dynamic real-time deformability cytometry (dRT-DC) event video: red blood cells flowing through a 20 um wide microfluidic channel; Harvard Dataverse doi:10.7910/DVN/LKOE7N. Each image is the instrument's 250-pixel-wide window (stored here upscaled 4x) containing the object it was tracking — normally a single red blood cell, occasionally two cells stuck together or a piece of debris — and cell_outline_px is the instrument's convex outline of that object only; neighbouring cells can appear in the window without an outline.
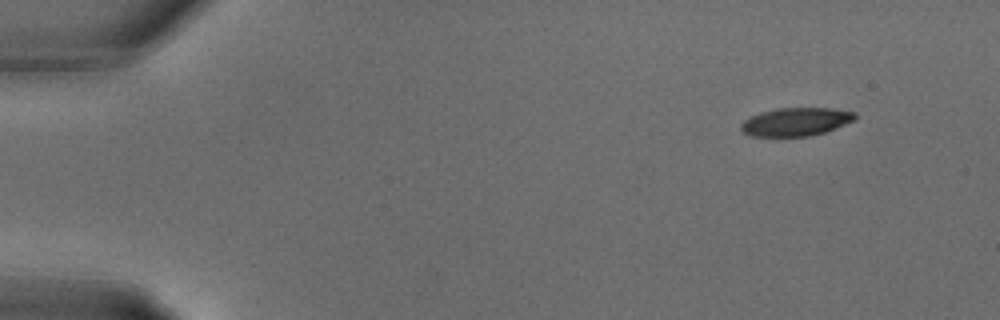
{"species": "common noctule bat (a hibernating species)", "species_latin": "Nyctalus noctula", "temperature_condition": "warm", "stored_images_in_passage": 27, "camera_frame_rate_fps": 3000, "um_per_image_px": 0.085, "animal": {"sex": "male", "body_mass_g": 18.8}, "frame": {"image": 1, "passage_image": 1, "time_ms": 0.0, "image_size_px": [1000, 320], "cell_outline_px": [[856, 120], [836, 128], [824, 132], [808, 136], [752, 136], [744, 132], [740, 128], [740, 124], [744, 120], [760, 112], [776, 108], [828, 108], [856, 112]], "centroid_in_image_um": [67.66, 10.34], "position_along_channel_um": 17.3, "area_um2": 18.73}}
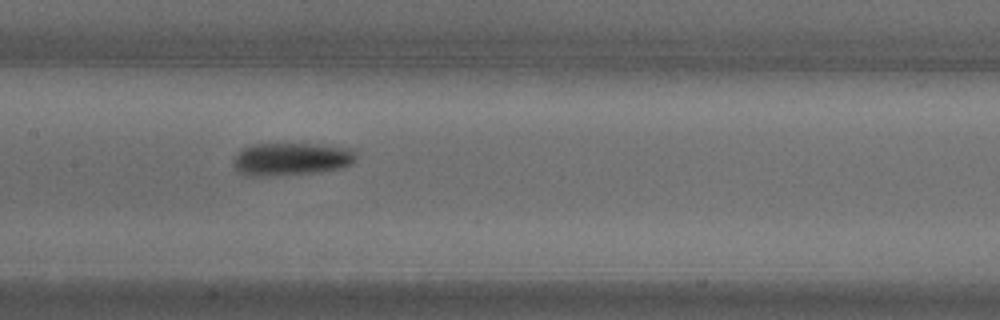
{"frame": {"image": 2, "passage_image": 13, "time_ms": 4.0, "image_size_px": [1000, 320], "cell_outline_px": [[356, 160], [352, 164], [340, 168], [320, 172], [268, 176], [244, 176], [232, 164], [232, 156], [240, 148], [252, 144], [320, 144], [356, 148]], "centroid_in_image_um": [24.75, 13.51], "position_along_channel_um": 182.7, "area_um2": 24.1}}
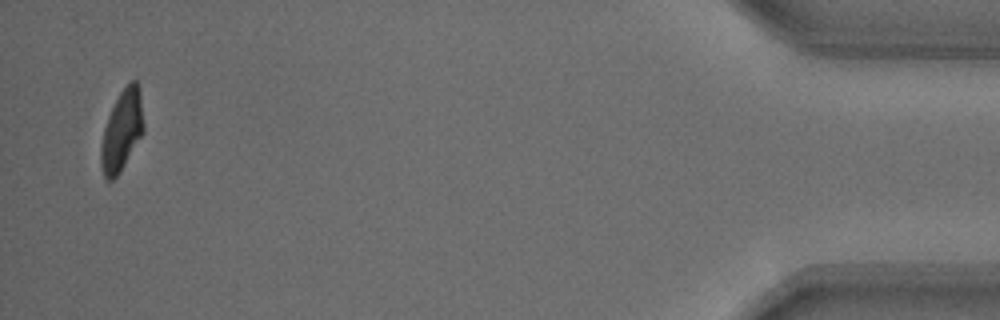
{"frame": {"image": 3, "passage_image": 27, "time_ms": 8.667, "image_size_px": [1000, 320], "cell_outline_px": [[144, 132], [120, 172], [112, 180], [108, 180], [104, 176], [100, 164], [100, 148], [104, 128], [108, 116], [120, 92], [132, 80], [136, 80], [140, 88], [144, 124]], "centroid_in_image_um": [10.37, 11.1], "position_along_channel_um": 424.8, "area_um2": 20.0}}